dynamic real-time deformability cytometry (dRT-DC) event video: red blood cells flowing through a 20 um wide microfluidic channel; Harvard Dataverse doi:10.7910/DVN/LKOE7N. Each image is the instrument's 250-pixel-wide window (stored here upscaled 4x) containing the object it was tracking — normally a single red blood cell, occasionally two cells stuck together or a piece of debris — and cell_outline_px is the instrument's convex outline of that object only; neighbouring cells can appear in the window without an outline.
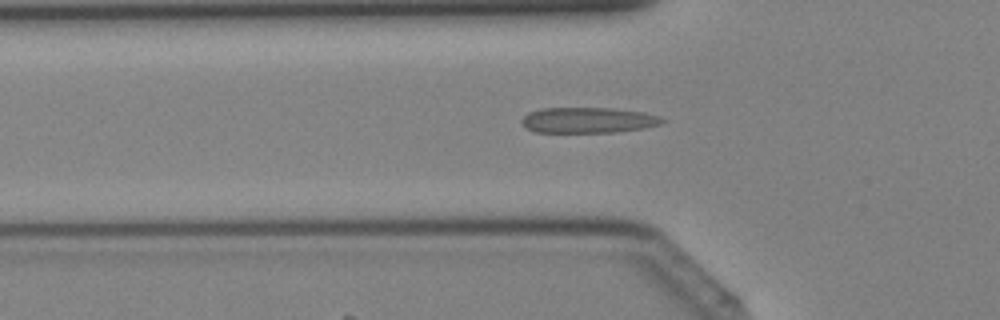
{"species": "Egyptian fruit bat (a non-hibernating species)", "species_latin": "Rousettus aegyptiacus", "temperature_condition": "cold", "stored_images_in_passage": 37, "camera_frame_rate_fps": 3000, "um_per_image_px": 0.085, "animal": {"sex": "female"}, "frame": {"image": 1, "passage_image": 10, "time_ms": 3.0, "image_size_px": [1000, 320], "cell_outline_px": [[668, 120], [660, 124], [644, 128], [616, 132], [536, 132], [528, 128], [520, 120], [528, 112], [540, 108], [612, 108], [644, 112], [660, 116]], "centroid_in_image_um": [50.03, 10.2], "position_along_channel_um": 75.8, "area_um2": 21.04}}
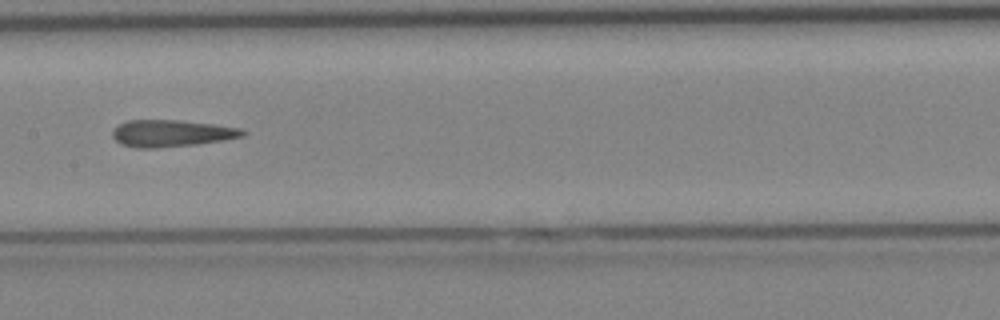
{"frame": {"image": 2, "passage_image": 17, "time_ms": 5.333, "image_size_px": [1000, 320], "cell_outline_px": [[248, 132], [244, 136], [196, 144], [156, 148], [136, 148], [120, 144], [112, 136], [112, 128], [128, 120], [180, 120], [212, 124], [240, 128]], "centroid_in_image_um": [14.53, 11.33], "position_along_channel_um": 192.9, "area_um2": 20.35}}
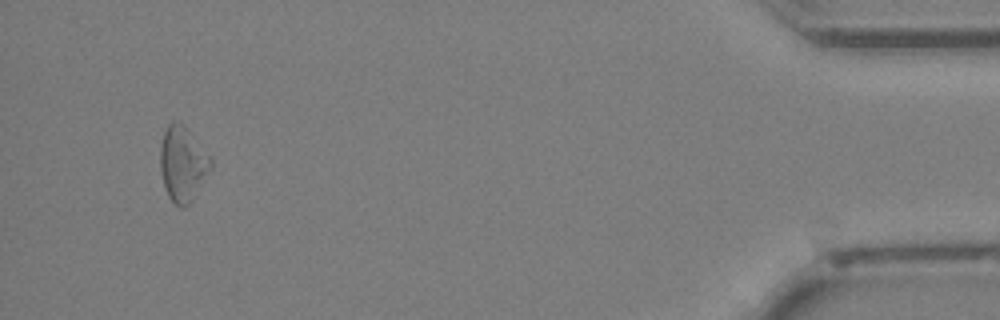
{"frame": {"image": 3, "passage_image": 35, "time_ms": 11.333, "image_size_px": [1000, 320], "cell_outline_px": [[212, 168], [192, 200], [184, 208], [180, 208], [168, 196], [164, 188], [160, 172], [160, 144], [164, 132], [168, 124], [172, 120], [176, 120], [184, 124], [212, 160]], "centroid_in_image_um": [15.51, 13.92], "position_along_channel_um": 419.7, "area_um2": 22.2}}